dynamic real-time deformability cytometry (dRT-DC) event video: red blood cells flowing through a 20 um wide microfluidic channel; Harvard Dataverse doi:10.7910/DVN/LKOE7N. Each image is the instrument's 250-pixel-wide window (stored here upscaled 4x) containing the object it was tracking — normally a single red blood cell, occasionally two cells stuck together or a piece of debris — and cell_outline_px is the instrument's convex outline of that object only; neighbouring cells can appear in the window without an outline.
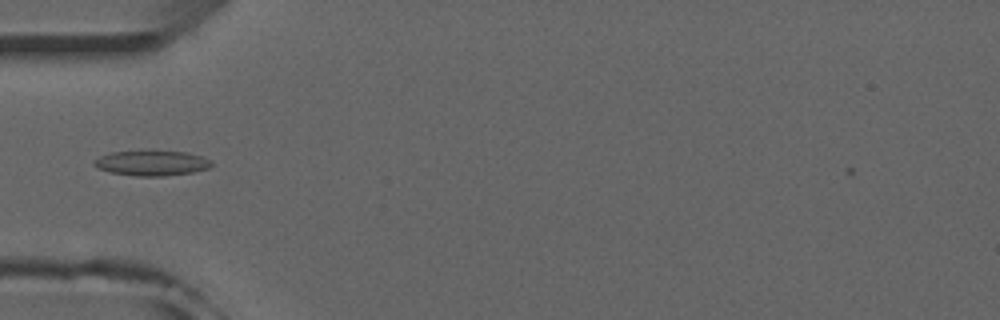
{"species": "common noctule bat (a hibernating species)", "species_latin": "Nyctalus noctula", "temperature_condition": "room temperature", "stored_images_in_passage": 41, "camera_frame_rate_fps": 3000, "um_per_image_px": 0.085, "animal": {"sex": "male", "forearm_length_mm": 52.5}, "frame": {"image": 1, "passage_image": 6, "time_ms": 1.667, "image_size_px": [1000, 320], "cell_outline_px": [[212, 164], [208, 168], [192, 172], [164, 176], [136, 176], [112, 172], [96, 168], [92, 164], [92, 160], [100, 156], [112, 152], [188, 152], [204, 156], [212, 160]], "centroid_in_image_um": [12.9, 13.87], "position_along_channel_um": 72.1, "area_um2": 16.99}}
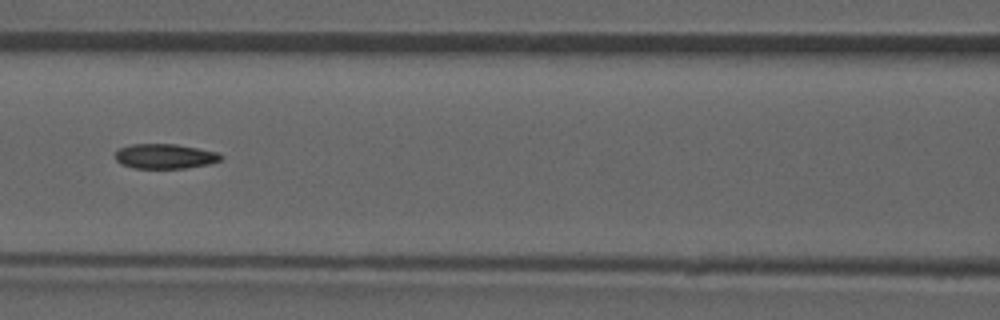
{"frame": {"image": 2, "passage_image": 12, "time_ms": 3.667, "image_size_px": [1000, 320], "cell_outline_px": [[224, 156], [220, 160], [208, 164], [184, 168], [132, 168], [120, 164], [116, 160], [116, 152], [120, 148], [132, 144], [176, 144], [216, 152]], "centroid_in_image_um": [13.99, 13.29], "position_along_channel_um": 152.6, "area_um2": 15.14}}
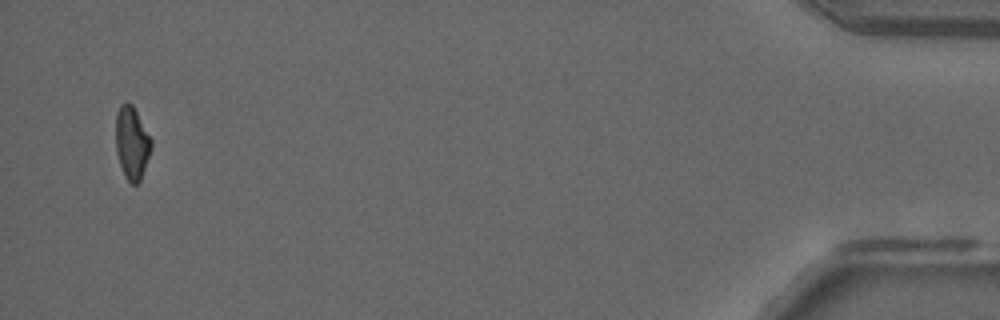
{"frame": {"image": 3, "passage_image": 39, "time_ms": 12.667, "image_size_px": [1000, 320], "cell_outline_px": [[152, 148], [140, 180], [136, 184], [132, 184], [124, 176], [116, 152], [116, 112], [120, 104], [132, 104], [152, 140]], "centroid_in_image_um": [11.2, 12.15], "position_along_channel_um": 424.0, "area_um2": 14.91}, "authors_computed_cell_mechanics": {"area_um2": 15.2014, "velocity_mm_per_s": 3.9846, "shape_relaxation_time_tau1_ms": null, "shape_relaxation_time_tau2_ms": 4.3236, "deformation_change_tau1": null, "deformation_change_tau2": 0.1029}}